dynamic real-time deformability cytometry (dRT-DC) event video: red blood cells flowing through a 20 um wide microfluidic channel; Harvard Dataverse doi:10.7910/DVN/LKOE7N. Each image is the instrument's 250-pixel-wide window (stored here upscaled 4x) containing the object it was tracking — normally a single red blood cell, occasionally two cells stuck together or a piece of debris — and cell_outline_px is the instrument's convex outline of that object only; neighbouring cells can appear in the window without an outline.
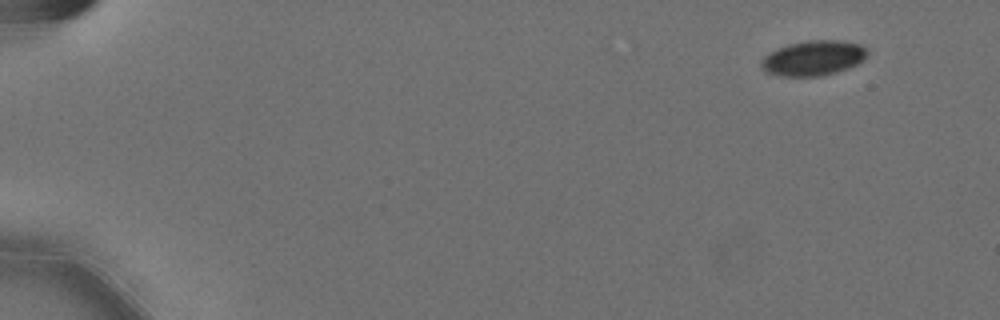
{"species": "Egyptian fruit bat (a non-hibernating species)", "species_latin": "Rousettus aegyptiacus", "temperature_condition": "cold", "stored_images_in_passage": 54, "camera_frame_rate_fps": 3000, "um_per_image_px": 0.085, "animal": {"sex": "female"}, "frame": {"image": 1, "passage_image": 1, "time_ms": 0.0, "image_size_px": [1000, 320], "cell_outline_px": [[868, 56], [864, 60], [848, 68], [824, 76], [780, 76], [764, 72], [760, 68], [760, 64], [764, 56], [788, 44], [812, 40], [836, 40], [860, 44], [868, 48]], "centroid_in_image_um": [69.15, 4.95], "position_along_channel_um": 15.8, "area_um2": 21.73}}
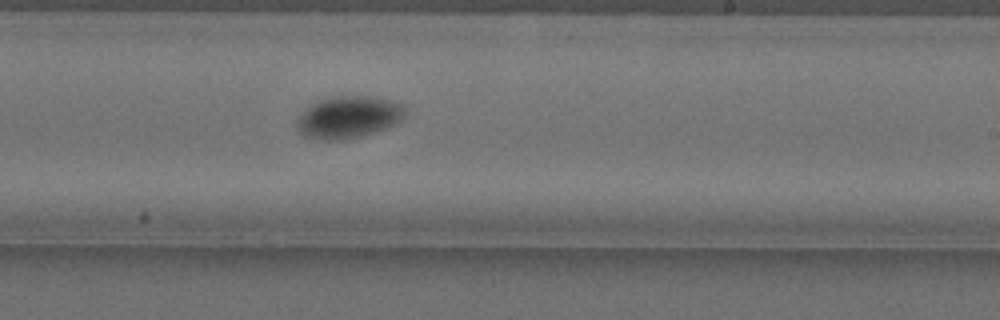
{"frame": {"image": 2, "passage_image": 33, "time_ms": 10.667, "image_size_px": [1000, 320], "cell_outline_px": [[408, 108], [404, 116], [400, 120], [384, 128], [360, 136], [340, 140], [324, 140], [304, 136], [300, 132], [296, 124], [296, 120], [300, 112], [304, 108], [320, 100], [332, 96], [368, 96], [388, 100], [400, 104]], "centroid_in_image_um": [29.57, 9.95], "position_along_channel_um": 259.4, "area_um2": 26.36}}
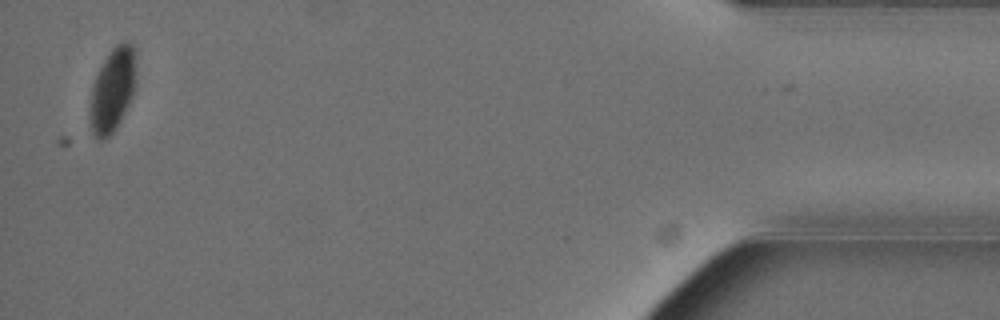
{"frame": {"image": 3, "passage_image": 53, "time_ms": 17.333, "image_size_px": [1000, 320], "cell_outline_px": [[136, 56], [132, 96], [116, 128], [104, 140], [100, 140], [92, 136], [92, 88], [96, 76], [104, 60], [112, 48], [116, 44], [124, 40], [128, 40], [136, 48]], "centroid_in_image_um": [9.6, 7.57], "position_along_channel_um": 425.6, "area_um2": 21.91}, "authors_computed_cell_mechanics": {"area_um2": 23.698, "velocity_mm_per_s": 3.5754, "shape_relaxation_time_tau1_ms": 8.4551, "shape_relaxation_time_tau2_ms": null, "deformation_change_tau1": 0.0972, "deformation_change_tau2": null}}